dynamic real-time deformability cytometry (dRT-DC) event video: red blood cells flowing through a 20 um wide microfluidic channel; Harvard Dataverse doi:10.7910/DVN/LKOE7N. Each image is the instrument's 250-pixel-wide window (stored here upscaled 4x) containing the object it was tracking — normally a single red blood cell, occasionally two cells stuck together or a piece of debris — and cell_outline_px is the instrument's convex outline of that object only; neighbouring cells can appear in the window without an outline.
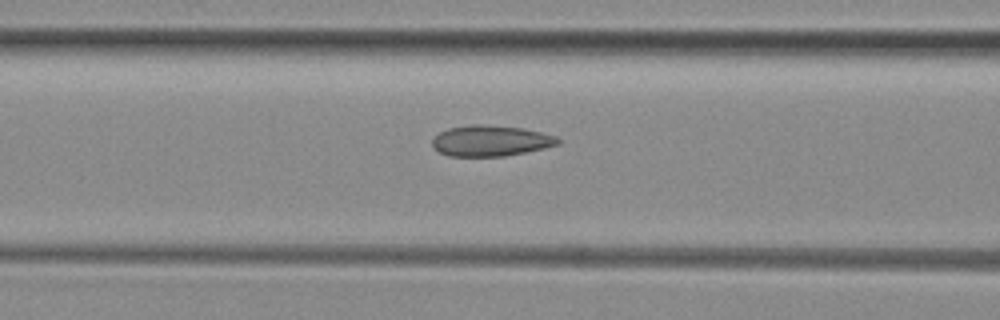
{"species": "common noctule bat (a hibernating species)", "species_latin": "Nyctalus noctula", "temperature_condition": "room temperature", "stored_images_in_passage": 9, "camera_frame_rate_fps": 3000, "um_per_image_px": 0.085, "animal": {"sex": "female", "body_mass_g": 29.2, "forearm_length_mm": 56.3}, "frame": {"image": 1, "passage_image": 7, "time_ms": 2.0, "image_size_px": [1000, 320], "cell_outline_px": [[560, 144], [544, 148], [504, 156], [448, 156], [440, 152], [432, 144], [432, 140], [440, 132], [448, 128], [472, 124], [480, 124], [524, 128], [556, 136], [560, 140]], "centroid_in_image_um": [41.72, 11.96], "position_along_channel_um": 124.9, "area_um2": 22.43}}